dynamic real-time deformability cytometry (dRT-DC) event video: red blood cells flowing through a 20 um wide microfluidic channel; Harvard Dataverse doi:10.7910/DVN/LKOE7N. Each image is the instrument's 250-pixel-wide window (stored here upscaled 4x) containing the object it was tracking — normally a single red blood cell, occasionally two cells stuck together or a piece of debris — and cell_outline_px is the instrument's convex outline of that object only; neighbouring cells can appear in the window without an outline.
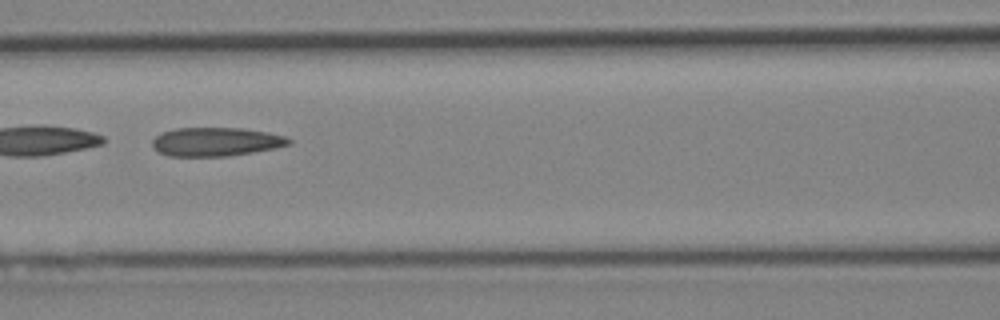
{"species": "Egyptian fruit bat (a non-hibernating species)", "species_latin": "Rousettus aegyptiacus", "temperature_condition": "cold", "stored_images_in_passage": 44, "camera_frame_rate_fps": 3000, "um_per_image_px": 0.085, "animal": {"sex": "female"}, "frame": {"image": 1, "passage_image": 20, "time_ms": 6.333, "image_size_px": [1000, 320], "cell_outline_px": [[292, 144], [276, 148], [228, 156], [168, 156], [152, 148], [152, 140], [160, 132], [176, 128], [240, 128], [268, 132], [284, 136], [292, 140]], "centroid_in_image_um": [18.34, 12.05], "position_along_channel_um": 148.3, "area_um2": 22.95}}
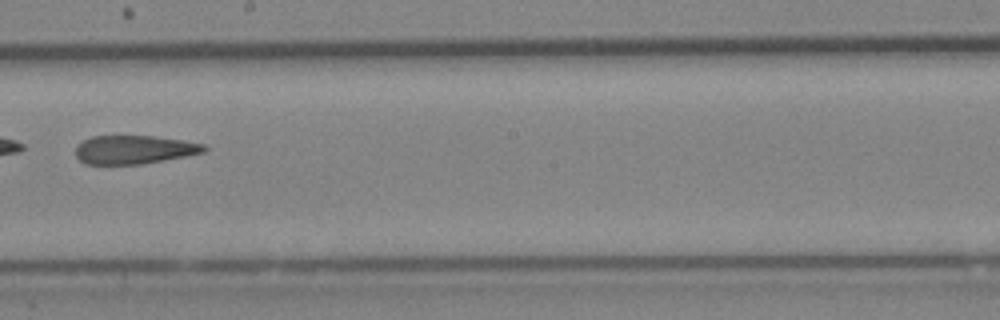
{"frame": {"image": 2, "passage_image": 26, "time_ms": 8.333, "image_size_px": [1000, 320], "cell_outline_px": [[208, 148], [204, 152], [184, 156], [140, 164], [84, 164], [76, 156], [76, 144], [92, 136], [152, 136], [184, 140], [204, 144]], "centroid_in_image_um": [11.38, 12.71], "position_along_channel_um": 236.8, "area_um2": 21.27}}
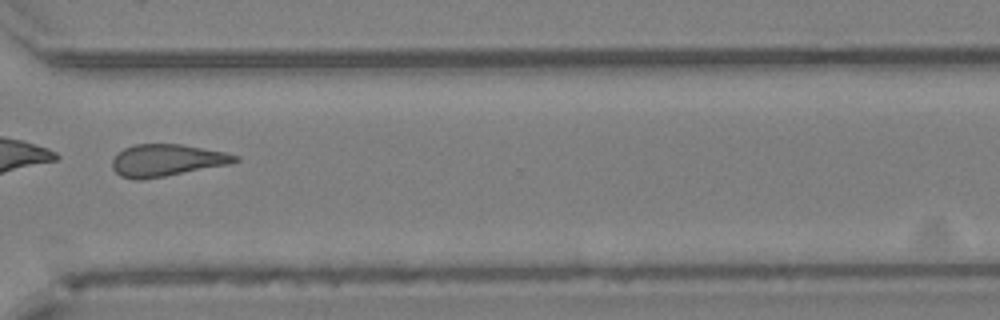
{"frame": {"image": 3, "passage_image": 34, "time_ms": 11.0, "image_size_px": [1000, 320], "cell_outline_px": [[240, 160], [228, 164], [164, 176], [140, 180], [136, 180], [120, 176], [112, 168], [112, 160], [116, 152], [124, 148], [136, 144], [180, 144], [224, 152], [240, 156]], "centroid_in_image_um": [14.12, 13.62], "position_along_channel_um": 356.5, "area_um2": 22.77}}